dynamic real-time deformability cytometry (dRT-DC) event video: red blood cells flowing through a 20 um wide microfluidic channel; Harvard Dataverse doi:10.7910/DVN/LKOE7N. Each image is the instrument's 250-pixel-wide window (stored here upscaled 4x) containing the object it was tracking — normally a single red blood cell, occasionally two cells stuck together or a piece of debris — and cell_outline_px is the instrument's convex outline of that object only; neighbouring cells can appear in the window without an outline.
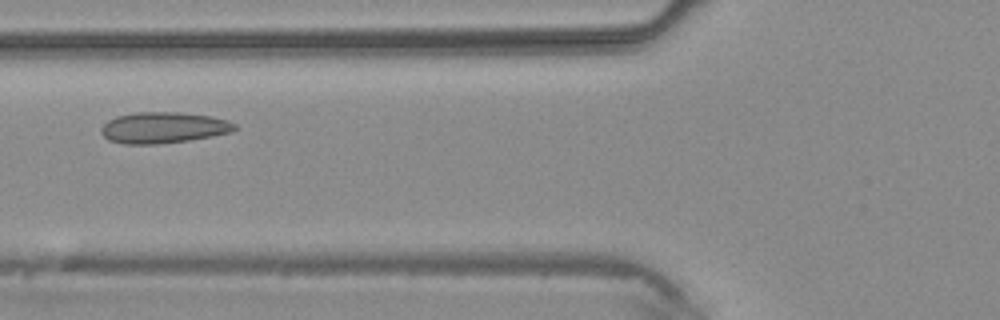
{"species": "common noctule bat (a hibernating species)", "species_latin": "Nyctalus noctula", "temperature_condition": "warm", "stored_images_in_passage": 3, "camera_frame_rate_fps": 3000, "um_per_image_px": 0.085, "animal": {"sex": "male", "body_mass_g": 20.4}, "frame": {"image": 1, "passage_image": 3, "time_ms": 2.333, "image_size_px": [1000, 320], "cell_outline_px": [[236, 128], [232, 132], [212, 136], [188, 140], [156, 144], [124, 144], [108, 140], [100, 132], [100, 128], [108, 120], [116, 116], [136, 112], [180, 112], [212, 116], [228, 120], [236, 124]], "centroid_in_image_um": [13.88, 10.84], "position_along_channel_um": 111.9, "area_um2": 24.33}}